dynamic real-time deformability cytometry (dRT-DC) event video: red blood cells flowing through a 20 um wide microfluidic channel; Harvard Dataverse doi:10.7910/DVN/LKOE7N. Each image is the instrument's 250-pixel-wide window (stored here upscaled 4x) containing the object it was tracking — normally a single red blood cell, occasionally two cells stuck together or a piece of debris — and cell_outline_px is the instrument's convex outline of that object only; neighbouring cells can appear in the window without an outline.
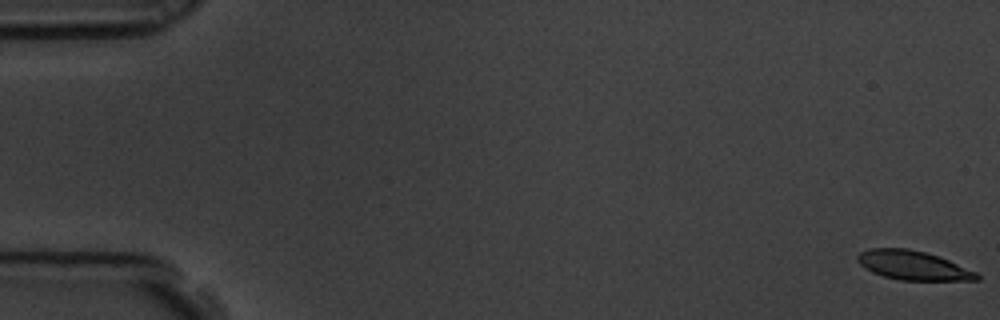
{"species": "common noctule bat (a hibernating species)", "species_latin": "Nyctalus noctula", "temperature_condition": "room temperature", "stored_images_in_passage": 6, "camera_frame_rate_fps": 3000, "um_per_image_px": 0.085, "animal": {"sex": "male", "body_mass_g": 19.5, "forearm_length_mm": 54.6}, "frame": {"image": 1, "passage_image": 1, "time_ms": 0.0, "image_size_px": [1000, 320], "cell_outline_px": [[980, 280], [900, 280], [884, 276], [872, 272], [864, 268], [856, 260], [856, 256], [860, 252], [868, 248], [908, 248], [924, 252], [948, 260], [976, 272], [980, 276]], "centroid_in_image_um": [77.56, 22.55], "position_along_channel_um": 7.4, "area_um2": 20.11}}
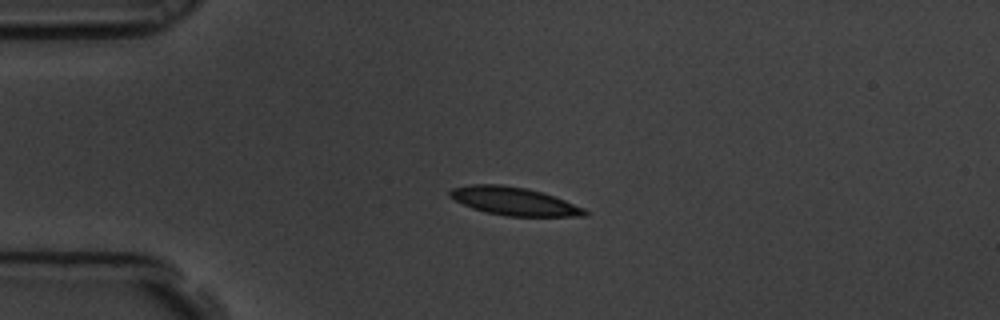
{"frame": {"image": 2, "passage_image": 5, "time_ms": 1.333, "image_size_px": [1000, 320], "cell_outline_px": [[588, 216], [504, 216], [472, 208], [448, 196], [448, 192], [452, 188], [472, 184], [500, 184], [528, 188], [544, 192], [584, 208], [588, 212]], "centroid_in_image_um": [43.7, 17.09], "position_along_channel_um": 41.3, "area_um2": 22.08}}